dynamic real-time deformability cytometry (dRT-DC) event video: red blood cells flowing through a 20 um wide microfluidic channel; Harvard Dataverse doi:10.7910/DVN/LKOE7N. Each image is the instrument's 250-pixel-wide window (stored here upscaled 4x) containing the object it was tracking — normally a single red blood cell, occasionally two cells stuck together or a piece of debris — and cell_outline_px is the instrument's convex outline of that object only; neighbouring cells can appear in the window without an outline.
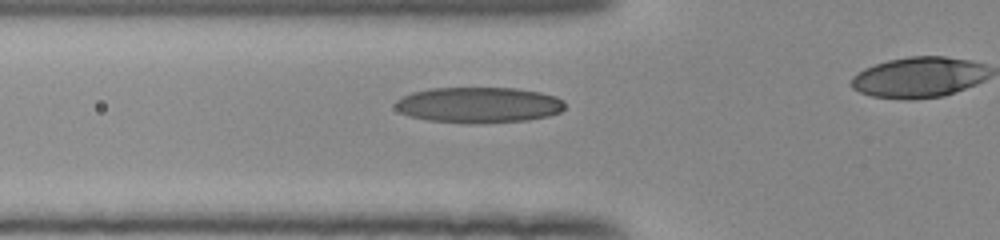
{"species": "human", "species_latin": "Homo sapiens", "temperature_condition": "room temperature", "stored_images_in_passage": 17, "camera_frame_rate_fps": 3000, "um_per_image_px": 0.085, "donor": {"sex": "female"}, "frame": {"image": 1, "passage_image": 12, "time_ms": 3.667, "image_size_px": [1000, 240], "cell_outline_px": [[564, 108], [560, 112], [548, 116], [528, 120], [428, 120], [412, 116], [400, 112], [396, 108], [396, 100], [412, 92], [432, 88], [516, 88], [540, 92], [556, 96], [564, 100]], "centroid_in_image_um": [40.73, 8.86], "position_along_channel_um": 85.1, "area_um2": 33.87}}
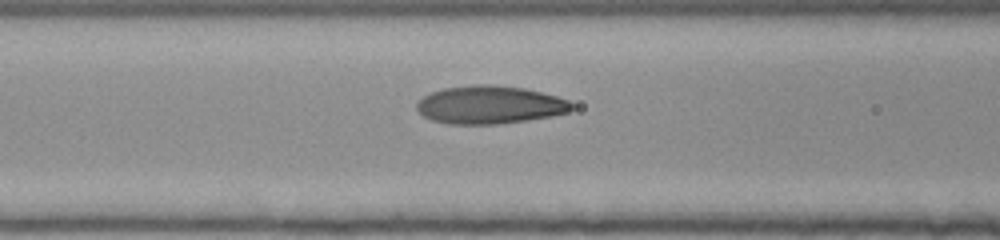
{"frame": {"image": 2, "passage_image": 15, "time_ms": 4.667, "image_size_px": [1000, 240], "cell_outline_px": [[572, 108], [568, 112], [552, 116], [500, 124], [448, 124], [432, 120], [424, 116], [416, 108], [416, 104], [424, 96], [432, 92], [444, 88], [476, 84], [488, 84], [524, 88], [556, 96], [568, 100], [572, 104]], "centroid_in_image_um": [41.62, 8.91], "position_along_channel_um": 125.0, "area_um2": 34.16}}